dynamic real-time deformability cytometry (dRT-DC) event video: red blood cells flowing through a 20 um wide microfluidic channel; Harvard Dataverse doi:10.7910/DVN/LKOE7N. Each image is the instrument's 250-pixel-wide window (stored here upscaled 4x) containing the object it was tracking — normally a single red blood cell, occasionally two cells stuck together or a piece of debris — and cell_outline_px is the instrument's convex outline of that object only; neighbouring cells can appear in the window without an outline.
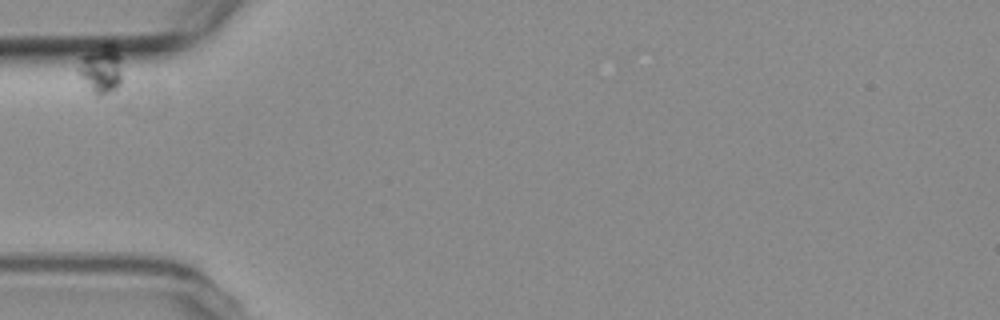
{"species": "common noctule bat (a hibernating species)", "species_latin": "Nyctalus noctula", "temperature_condition": "room temperature", "stored_images_in_passage": 12, "camera_frame_rate_fps": 3000, "um_per_image_px": 0.085, "animal": {"sex": "female", "body_mass_g": 19.3, "forearm_length_mm": 54.1}, "frame": {"image": 1, "passage_image": 1, "time_ms": 0.0, "image_size_px": [1000, 320], "cell_outline_px": [[120, 88], [112, 96], [96, 96], [92, 92], [76, 68], [80, 56], [104, 44], [112, 44], [120, 56]], "centroid_in_image_um": [8.6, 5.96], "position_along_channel_um": 76.4, "area_um2": 12.48}}